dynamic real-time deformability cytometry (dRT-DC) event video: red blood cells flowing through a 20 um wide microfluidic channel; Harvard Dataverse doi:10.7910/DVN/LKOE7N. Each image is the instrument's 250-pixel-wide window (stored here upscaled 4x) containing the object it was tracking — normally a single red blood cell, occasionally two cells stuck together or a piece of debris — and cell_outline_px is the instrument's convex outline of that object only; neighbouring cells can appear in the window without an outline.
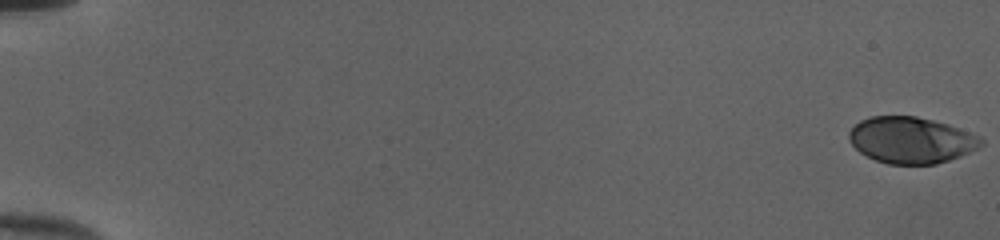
{"species": "human", "species_latin": "Homo sapiens", "temperature_condition": "cold", "stored_images_in_passage": 37, "camera_frame_rate_fps": 3000, "um_per_image_px": 0.085, "donor": {"sex": "female"}, "frame": {"image": 1, "passage_image": 1, "time_ms": 0.0, "image_size_px": [1000, 240], "cell_outline_px": [[984, 144], [960, 156], [936, 164], [888, 164], [876, 160], [860, 152], [852, 144], [848, 136], [848, 132], [860, 120], [872, 116], [916, 116], [948, 124], [980, 136], [984, 140]], "centroid_in_image_um": [77.45, 11.9], "position_along_channel_um": 7.6, "area_um2": 35.49}}
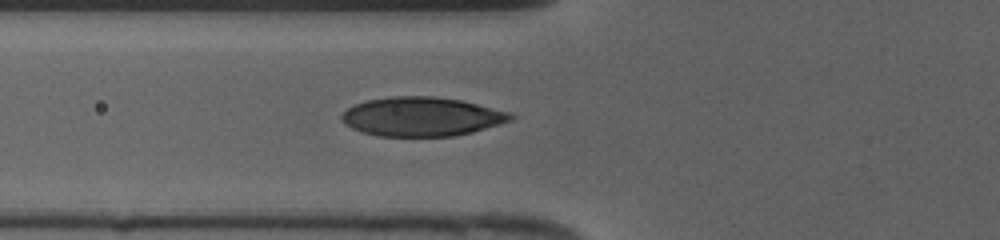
{"frame": {"image": 2, "passage_image": 22, "time_ms": 7.0, "image_size_px": [1000, 240], "cell_outline_px": [[516, 116], [512, 120], [472, 132], [452, 136], [376, 136], [360, 132], [344, 124], [340, 120], [340, 116], [348, 108], [356, 104], [368, 100], [392, 96], [432, 96], [460, 100], [508, 112]], "centroid_in_image_um": [35.79, 9.92], "position_along_channel_um": 90.0, "area_um2": 38.32}}
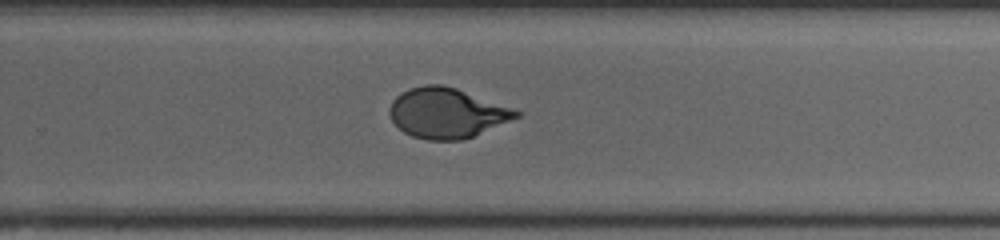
{"frame": {"image": 3, "passage_image": 37, "time_ms": 12.0, "image_size_px": [1000, 240], "cell_outline_px": [[520, 116], [472, 136], [460, 140], [428, 140], [412, 136], [404, 132], [392, 120], [388, 112], [388, 108], [392, 100], [396, 96], [412, 88], [424, 84], [440, 84], [456, 88], [512, 108], [520, 112]], "centroid_in_image_um": [37.93, 9.6], "position_along_channel_um": 291.9, "area_um2": 36.41}}